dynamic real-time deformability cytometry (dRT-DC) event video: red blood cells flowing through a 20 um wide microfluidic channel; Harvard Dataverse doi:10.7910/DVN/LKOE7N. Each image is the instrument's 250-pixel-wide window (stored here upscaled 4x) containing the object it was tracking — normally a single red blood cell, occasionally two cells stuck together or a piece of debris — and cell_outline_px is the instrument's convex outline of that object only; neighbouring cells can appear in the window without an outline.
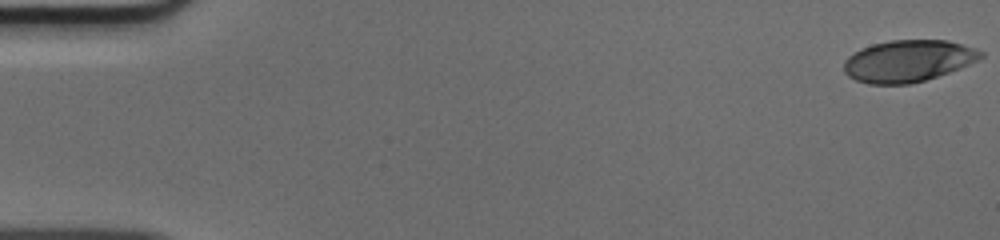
{"species": "human", "species_latin": "Homo sapiens", "temperature_condition": "cold", "stored_images_in_passage": 51, "camera_frame_rate_fps": 3000, "um_per_image_px": 0.085, "donor": {"sex": "male"}, "frame": {"image": 1, "passage_image": 1, "time_ms": 0.0, "image_size_px": [1000, 240], "cell_outline_px": [[984, 56], [960, 68], [924, 80], [908, 84], [868, 84], [856, 80], [848, 76], [844, 72], [844, 60], [848, 56], [860, 48], [872, 44], [888, 40], [948, 40], [976, 48], [984, 52]], "centroid_in_image_um": [77.16, 5.17], "position_along_channel_um": 7.8, "area_um2": 33.35}}
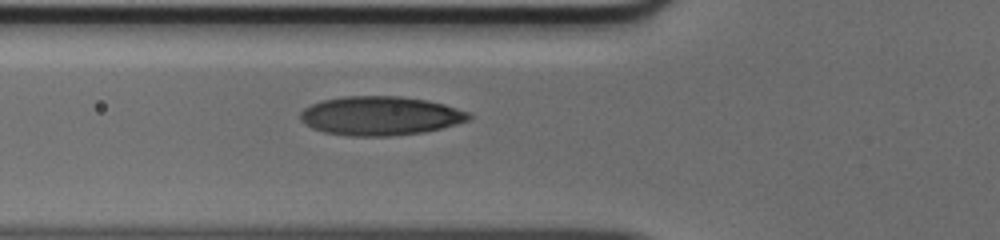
{"frame": {"image": 2, "passage_image": 19, "time_ms": 6.0, "image_size_px": [1000, 240], "cell_outline_px": [[472, 116], [468, 120], [456, 124], [424, 132], [392, 136], [348, 136], [324, 132], [312, 128], [304, 124], [300, 120], [300, 112], [304, 108], [320, 100], [344, 96], [400, 96], [428, 100], [444, 104], [472, 112]], "centroid_in_image_um": [32.32, 9.84], "position_along_channel_um": 93.5, "area_um2": 38.61}}
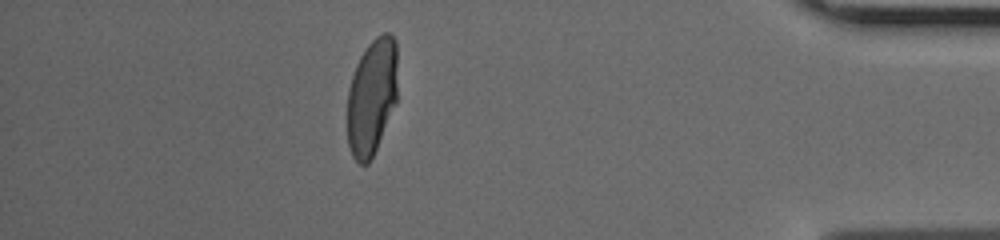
{"frame": {"image": 3, "passage_image": 45, "time_ms": 14.667, "image_size_px": [1000, 240], "cell_outline_px": [[396, 104], [376, 148], [368, 164], [360, 164], [352, 156], [348, 144], [348, 88], [356, 64], [360, 56], [368, 44], [376, 36], [384, 32], [388, 32], [396, 40]], "centroid_in_image_um": [31.6, 8.2], "position_along_channel_um": 403.6, "area_um2": 33.99}}